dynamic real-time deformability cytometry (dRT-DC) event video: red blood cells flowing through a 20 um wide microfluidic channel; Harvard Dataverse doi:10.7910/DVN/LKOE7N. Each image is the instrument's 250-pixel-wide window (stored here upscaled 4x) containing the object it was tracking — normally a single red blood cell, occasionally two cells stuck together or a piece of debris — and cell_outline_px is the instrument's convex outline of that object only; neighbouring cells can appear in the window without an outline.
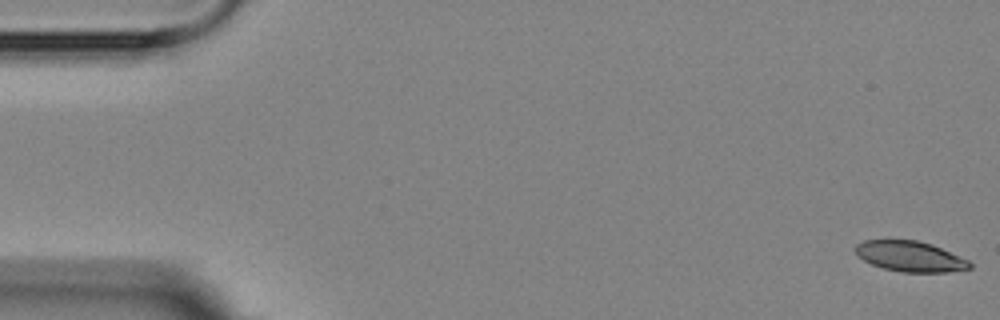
{"species": "Egyptian fruit bat (a non-hibernating species)", "species_latin": "Rousettus aegyptiacus", "temperature_condition": "room temperature", "stored_images_in_passage": 5, "camera_frame_rate_fps": 3000, "um_per_image_px": 0.085, "animal": {"sex": "female"}, "frame": {"image": 1, "passage_image": 1, "time_ms": 0.0, "image_size_px": [1000, 320], "cell_outline_px": [[972, 268], [948, 272], [904, 272], [884, 268], [872, 264], [864, 260], [852, 248], [856, 244], [864, 240], [916, 240], [932, 244], [968, 260], [972, 264]], "centroid_in_image_um": [77.36, 21.79], "position_along_channel_um": 7.6, "area_um2": 20.17}}